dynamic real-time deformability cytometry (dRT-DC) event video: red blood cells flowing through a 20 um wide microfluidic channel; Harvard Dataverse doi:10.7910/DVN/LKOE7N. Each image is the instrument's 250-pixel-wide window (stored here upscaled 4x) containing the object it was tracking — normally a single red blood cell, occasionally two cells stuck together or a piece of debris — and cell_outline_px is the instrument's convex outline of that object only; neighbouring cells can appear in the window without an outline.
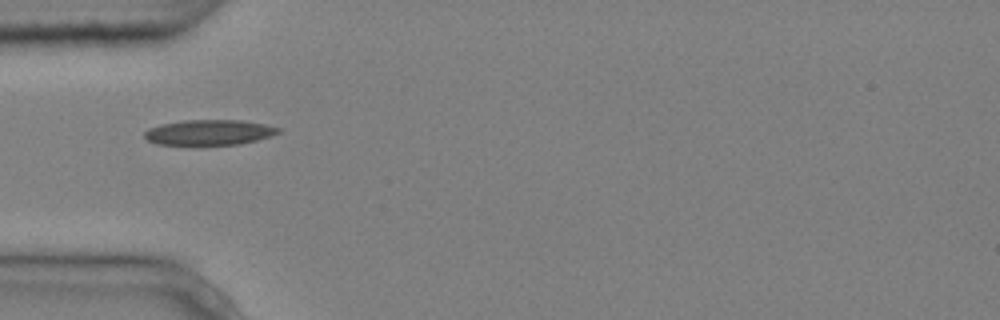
{"species": "common noctule bat (a hibernating species)", "species_latin": "Nyctalus noctula", "temperature_condition": "cold", "stored_images_in_passage": 1, "camera_frame_rate_fps": 3000, "um_per_image_px": 0.085, "animal": {"sex": "male", "body_mass_g": 20.4}, "frame": {"image": 1, "passage_image": 1, "time_ms": 0.0, "image_size_px": [1000, 320], "cell_outline_px": [[280, 132], [256, 140], [240, 144], [196, 148], [188, 148], [156, 144], [148, 140], [144, 136], [144, 132], [148, 128], [160, 124], [184, 120], [240, 120], [264, 124], [280, 128]], "centroid_in_image_um": [17.67, 11.31], "position_along_channel_um": 67.3, "area_um2": 20.81}}